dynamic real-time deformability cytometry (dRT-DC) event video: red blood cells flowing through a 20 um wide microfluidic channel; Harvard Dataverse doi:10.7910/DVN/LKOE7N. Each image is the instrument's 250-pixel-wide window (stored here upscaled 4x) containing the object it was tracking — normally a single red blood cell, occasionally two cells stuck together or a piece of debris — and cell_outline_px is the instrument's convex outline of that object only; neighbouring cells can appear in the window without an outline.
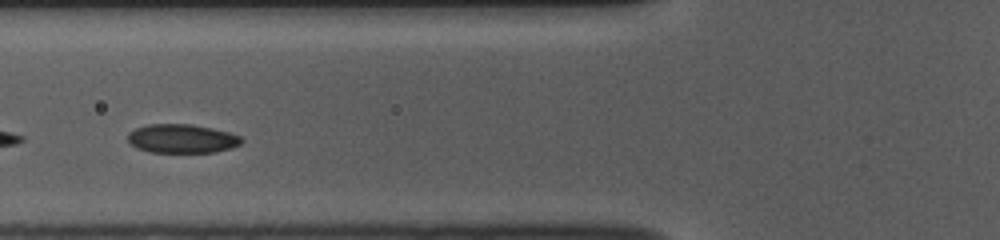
{"species": "common noctule bat (a hibernating species)", "species_latin": "Nyctalus noctula", "temperature_condition": "room temperature", "stored_images_in_passage": 33, "camera_frame_rate_fps": 3000, "um_per_image_px": 0.085, "animal": {"sex": "female", "body_mass_g": 10.0, "forearm_length_mm": 53.1}, "frame": {"image": 1, "passage_image": 10, "time_ms": 3.0, "image_size_px": [1000, 240], "cell_outline_px": [[244, 140], [240, 144], [232, 148], [216, 152], [152, 152], [136, 148], [128, 140], [128, 132], [136, 128], [148, 124], [192, 124], [212, 128], [228, 132], [240, 136]], "centroid_in_image_um": [15.48, 11.78], "position_along_channel_um": 110.3, "area_um2": 19.13}}